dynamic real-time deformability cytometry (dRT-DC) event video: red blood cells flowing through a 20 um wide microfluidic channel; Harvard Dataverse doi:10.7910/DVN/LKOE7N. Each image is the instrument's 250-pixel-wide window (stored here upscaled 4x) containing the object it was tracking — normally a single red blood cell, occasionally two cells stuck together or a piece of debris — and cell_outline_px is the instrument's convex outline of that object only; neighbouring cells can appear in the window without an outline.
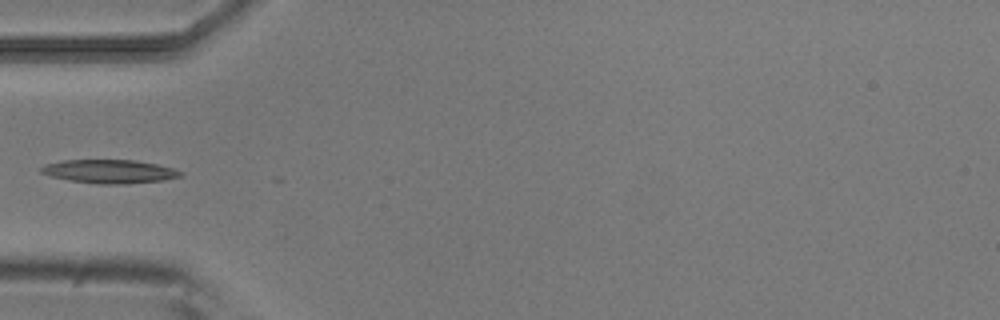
{"species": "common noctule bat (a hibernating species)", "species_latin": "Nyctalus noctula", "temperature_condition": "room temperature", "stored_images_in_passage": 5, "camera_frame_rate_fps": 3000, "um_per_image_px": 0.085, "animal": {"sex": "male", "body_mass_g": 20.5, "forearm_length_mm": 52.5}, "frame": {"image": 1, "passage_image": 5, "time_ms": 1.333, "image_size_px": [1000, 320], "cell_outline_px": [[184, 176], [164, 180], [124, 184], [96, 184], [48, 176], [40, 172], [40, 168], [44, 164], [64, 160], [136, 160], [176, 168], [184, 172]], "centroid_in_image_um": [9.35, 14.57], "position_along_channel_um": 75.7, "area_um2": 19.36}}